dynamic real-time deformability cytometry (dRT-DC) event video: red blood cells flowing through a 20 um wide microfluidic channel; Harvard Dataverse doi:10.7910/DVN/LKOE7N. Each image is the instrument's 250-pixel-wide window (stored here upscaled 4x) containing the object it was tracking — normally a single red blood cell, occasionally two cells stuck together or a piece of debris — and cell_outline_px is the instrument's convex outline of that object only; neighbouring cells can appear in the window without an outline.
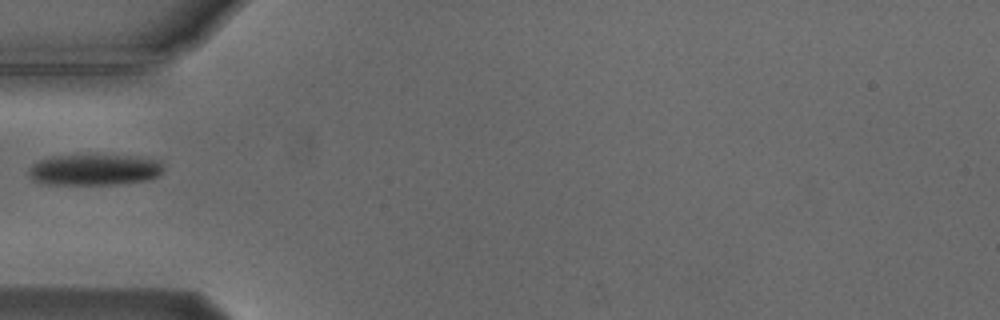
{"species": "Egyptian fruit bat (a non-hibernating species)", "species_latin": "Rousettus aegyptiacus", "temperature_condition": "cold", "stored_images_in_passage": 37, "camera_frame_rate_fps": 3000, "um_per_image_px": 0.085, "animal": {"sex": "male"}, "frame": {"image": 1, "passage_image": 1, "time_ms": 0.0, "image_size_px": [1000, 320], "cell_outline_px": [[164, 168], [156, 176], [148, 180], [116, 184], [48, 184], [36, 180], [28, 172], [32, 164], [40, 160], [52, 156], [136, 156], [160, 160]], "centroid_in_image_um": [8.07, 14.43], "position_along_channel_um": 76.9, "area_um2": 23.93}}
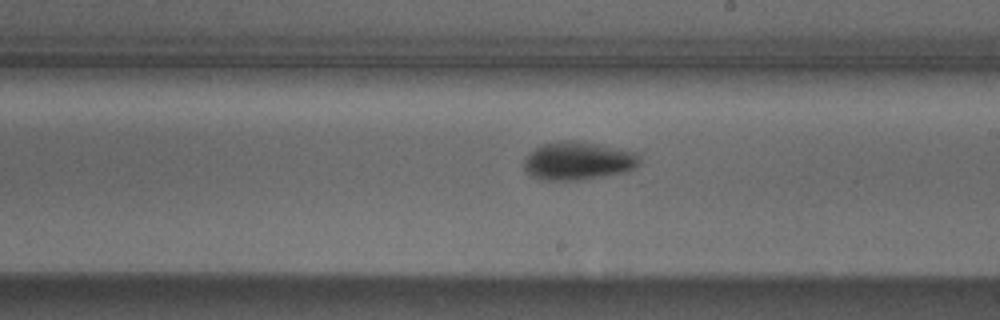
{"frame": {"image": 2, "passage_image": 14, "time_ms": 4.333, "image_size_px": [1000, 320], "cell_outline_px": [[640, 164], [624, 172], [576, 180], [544, 180], [532, 176], [524, 172], [524, 160], [528, 152], [544, 144], [560, 140], [576, 140], [600, 144], [640, 152]], "centroid_in_image_um": [49.14, 13.65], "position_along_channel_um": 239.9, "area_um2": 25.95}}
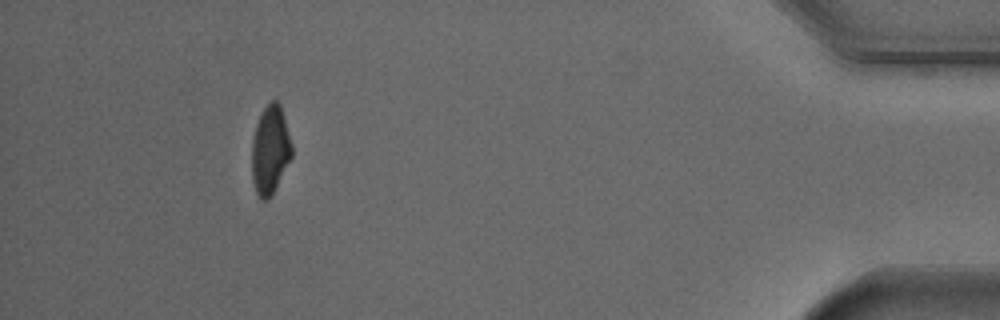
{"frame": {"image": 3, "passage_image": 33, "time_ms": 10.667, "image_size_px": [1000, 320], "cell_outline_px": [[292, 156], [268, 200], [260, 200], [256, 192], [252, 180], [252, 140], [256, 124], [264, 108], [272, 100], [276, 100], [280, 104], [284, 116], [292, 144]], "centroid_in_image_um": [22.96, 12.74], "position_along_channel_um": 412.2, "area_um2": 20.4}}